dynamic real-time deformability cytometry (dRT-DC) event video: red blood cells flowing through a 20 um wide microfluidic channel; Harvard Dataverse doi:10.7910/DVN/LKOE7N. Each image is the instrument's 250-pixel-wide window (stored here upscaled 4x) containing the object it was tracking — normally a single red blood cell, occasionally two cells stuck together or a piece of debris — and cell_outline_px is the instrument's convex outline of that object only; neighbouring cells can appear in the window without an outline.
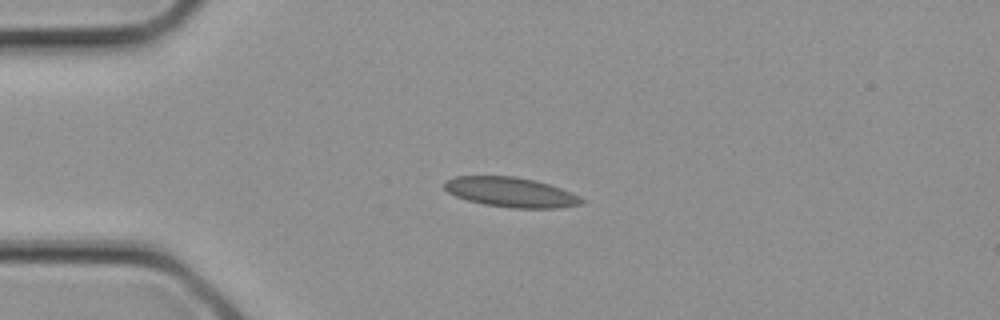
{"species": "common noctule bat (a hibernating species)", "species_latin": "Nyctalus noctula", "temperature_condition": "cold", "stored_images_in_passage": 1, "camera_frame_rate_fps": 3000, "um_per_image_px": 0.085, "animal": {"sex": "female", "body_mass_g": 21.9}, "frame": {"image": 1, "passage_image": 1, "time_ms": 0.0, "image_size_px": [1000, 320], "cell_outline_px": [[584, 200], [580, 204], [556, 208], [512, 208], [484, 204], [468, 200], [456, 196], [448, 192], [444, 188], [444, 180], [456, 176], [516, 176], [536, 180], [572, 192], [580, 196]], "centroid_in_image_um": [43.41, 16.33], "position_along_channel_um": 41.6, "area_um2": 23.81}}